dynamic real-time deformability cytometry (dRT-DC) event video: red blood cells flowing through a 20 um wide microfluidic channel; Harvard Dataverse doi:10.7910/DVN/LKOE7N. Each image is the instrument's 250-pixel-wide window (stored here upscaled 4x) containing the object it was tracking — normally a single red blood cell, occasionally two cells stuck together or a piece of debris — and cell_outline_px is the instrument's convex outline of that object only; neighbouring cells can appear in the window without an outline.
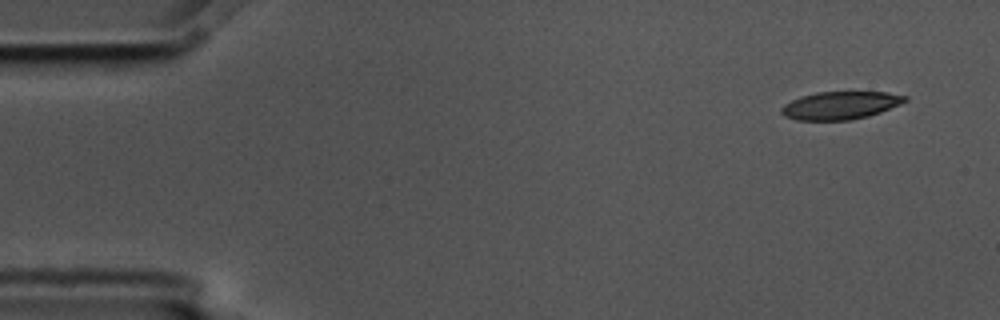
{"species": "common noctule bat (a hibernating species)", "species_latin": "Nyctalus noctula", "temperature_condition": "cold", "stored_images_in_passage": 5, "camera_frame_rate_fps": 3000, "um_per_image_px": 0.085, "animal": {"sex": "male", "body_mass_g": 17.5, "forearm_length_mm": 52.3}, "frame": {"image": 1, "passage_image": 1, "time_ms": 0.0, "image_size_px": [1000, 320], "cell_outline_px": [[908, 100], [900, 104], [880, 112], [868, 116], [848, 120], [796, 120], [784, 116], [780, 112], [780, 108], [784, 104], [800, 96], [816, 92], [888, 92], [908, 96]], "centroid_in_image_um": [71.41, 8.95], "position_along_channel_um": 13.6, "area_um2": 20.11}}
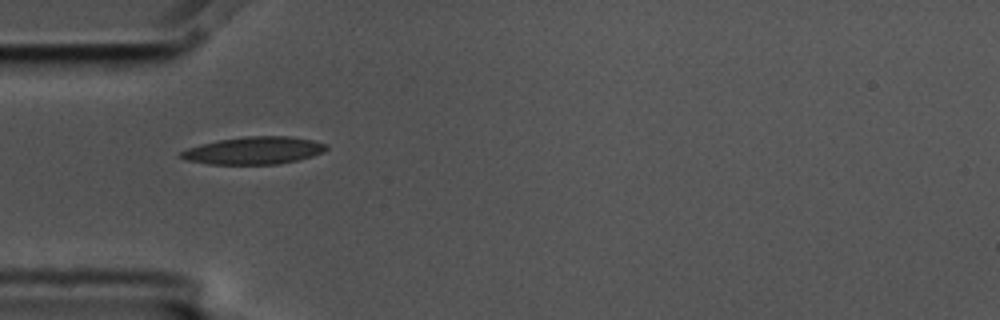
{"frame": {"image": 2, "passage_image": 4, "time_ms": 1.0, "image_size_px": [1000, 320], "cell_outline_px": [[328, 148], [324, 152], [312, 156], [296, 160], [276, 164], [208, 164], [188, 160], [176, 156], [180, 152], [188, 148], [200, 144], [220, 140], [248, 136], [288, 136], [312, 140], [328, 144]], "centroid_in_image_um": [21.58, 12.79], "position_along_channel_um": 63.4, "area_um2": 23.18}}